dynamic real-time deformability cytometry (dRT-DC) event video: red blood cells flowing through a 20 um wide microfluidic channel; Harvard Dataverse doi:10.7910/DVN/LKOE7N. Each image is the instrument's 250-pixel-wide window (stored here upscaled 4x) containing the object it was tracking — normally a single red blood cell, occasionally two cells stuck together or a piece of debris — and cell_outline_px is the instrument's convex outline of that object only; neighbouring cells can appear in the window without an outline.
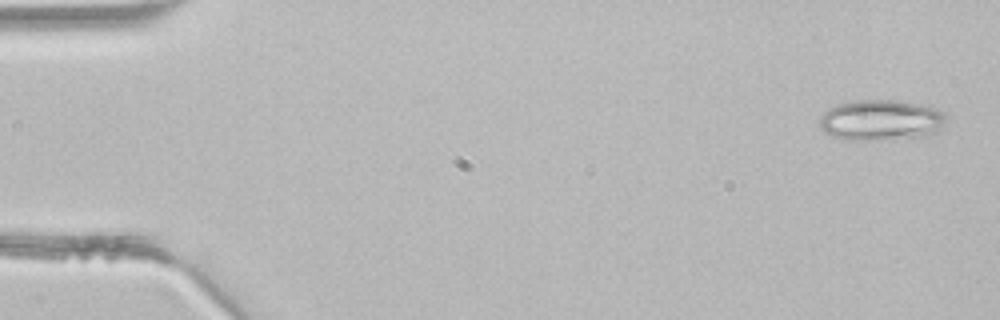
{"species": "common noctule bat (a hibernating species)", "species_latin": "Nyctalus noctula", "temperature_condition": "room temperature", "stored_images_in_passage": 3, "camera_frame_rate_fps": 3000, "um_per_image_px": 0.085, "animal": {"sex": "male", "body_mass_g": 21.5, "forearm_length_mm": 52.0}, "frame": {"image": 1, "passage_image": 1, "time_ms": 0.0, "image_size_px": [1000, 320], "cell_outline_px": [[944, 120], [940, 132], [928, 136], [872, 140], [844, 140], [832, 136], [824, 132], [820, 128], [820, 116], [824, 112], [840, 104], [856, 100], [900, 100], [936, 108], [944, 112]], "centroid_in_image_um": [74.89, 10.22], "position_along_channel_um": 10.1, "area_um2": 30.11}}